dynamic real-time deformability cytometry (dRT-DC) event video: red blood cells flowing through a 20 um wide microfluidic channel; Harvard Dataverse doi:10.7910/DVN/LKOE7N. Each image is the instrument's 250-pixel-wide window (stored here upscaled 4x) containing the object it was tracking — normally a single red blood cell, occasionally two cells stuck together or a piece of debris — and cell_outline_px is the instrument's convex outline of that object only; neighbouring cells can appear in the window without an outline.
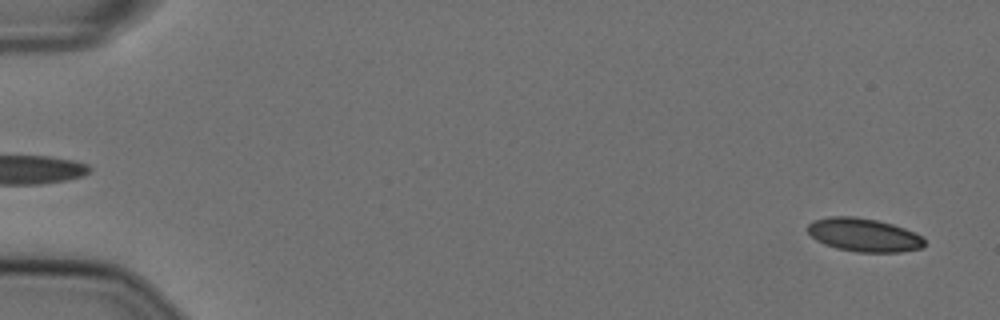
{"species": "Egyptian fruit bat (a non-hibernating species)", "species_latin": "Rousettus aegyptiacus", "temperature_condition": "cold", "stored_images_in_passage": 11, "camera_frame_rate_fps": 3000, "um_per_image_px": 0.085, "animal": {"sex": "female"}, "frame": {"image": 1, "passage_image": 2, "time_ms": 0.333, "image_size_px": [1000, 320], "cell_outline_px": [[924, 244], [920, 248], [900, 252], [856, 252], [836, 248], [824, 244], [816, 240], [808, 232], [808, 224], [812, 220], [828, 216], [852, 216], [876, 220], [892, 224], [904, 228], [924, 236]], "centroid_in_image_um": [73.41, 19.96], "position_along_channel_um": 11.6, "area_um2": 22.77}}